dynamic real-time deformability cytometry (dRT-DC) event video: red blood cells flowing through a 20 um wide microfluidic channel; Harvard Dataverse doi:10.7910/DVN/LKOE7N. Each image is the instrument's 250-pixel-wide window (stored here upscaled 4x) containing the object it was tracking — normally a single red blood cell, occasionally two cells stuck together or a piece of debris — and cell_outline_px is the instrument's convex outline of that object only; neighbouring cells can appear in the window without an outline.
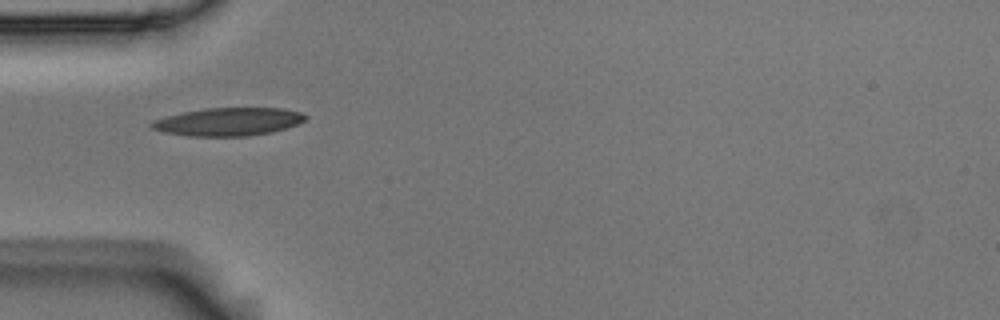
{"species": "Egyptian fruit bat (a non-hibernating species)", "species_latin": "Rousettus aegyptiacus", "temperature_condition": "room temperature", "stored_images_in_passage": 1, "camera_frame_rate_fps": 3000, "um_per_image_px": 0.085, "animal": {"sex": "male"}, "frame": {"image": 1, "passage_image": 1, "time_ms": 0.0, "image_size_px": [1000, 320], "cell_outline_px": [[308, 120], [284, 128], [268, 132], [244, 136], [188, 136], [164, 132], [152, 128], [148, 124], [152, 120], [184, 112], [204, 108], [284, 108], [300, 112], [308, 116]], "centroid_in_image_um": [19.4, 10.34], "position_along_channel_um": 65.6, "area_um2": 24.97}}